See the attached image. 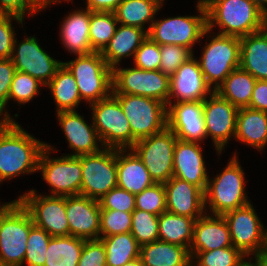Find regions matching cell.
Here are the masks:
<instances>
[{"mask_svg":"<svg viewBox=\"0 0 267 266\" xmlns=\"http://www.w3.org/2000/svg\"><path fill=\"white\" fill-rule=\"evenodd\" d=\"M68 14L61 23L59 36L62 44L76 56L94 52L89 38L91 11L76 9Z\"/></svg>","mask_w":267,"mask_h":266,"instance_id":"484cf974","label":"cell"},{"mask_svg":"<svg viewBox=\"0 0 267 266\" xmlns=\"http://www.w3.org/2000/svg\"><path fill=\"white\" fill-rule=\"evenodd\" d=\"M263 30L267 33V11L264 13Z\"/></svg>","mask_w":267,"mask_h":266,"instance_id":"91938a15","label":"cell"},{"mask_svg":"<svg viewBox=\"0 0 267 266\" xmlns=\"http://www.w3.org/2000/svg\"><path fill=\"white\" fill-rule=\"evenodd\" d=\"M261 254H264L267 256V229L266 228L264 229V242H263Z\"/></svg>","mask_w":267,"mask_h":266,"instance_id":"6f0895ef","label":"cell"},{"mask_svg":"<svg viewBox=\"0 0 267 266\" xmlns=\"http://www.w3.org/2000/svg\"><path fill=\"white\" fill-rule=\"evenodd\" d=\"M235 139L262 151L267 146V112L250 107L239 108Z\"/></svg>","mask_w":267,"mask_h":266,"instance_id":"f1b7e54d","label":"cell"},{"mask_svg":"<svg viewBox=\"0 0 267 266\" xmlns=\"http://www.w3.org/2000/svg\"><path fill=\"white\" fill-rule=\"evenodd\" d=\"M123 0H86V9L90 11L114 12Z\"/></svg>","mask_w":267,"mask_h":266,"instance_id":"f5cc1de1","label":"cell"},{"mask_svg":"<svg viewBox=\"0 0 267 266\" xmlns=\"http://www.w3.org/2000/svg\"><path fill=\"white\" fill-rule=\"evenodd\" d=\"M206 43L197 61L207 84L216 91L226 77L240 66V38L215 33Z\"/></svg>","mask_w":267,"mask_h":266,"instance_id":"ba28073f","label":"cell"},{"mask_svg":"<svg viewBox=\"0 0 267 266\" xmlns=\"http://www.w3.org/2000/svg\"><path fill=\"white\" fill-rule=\"evenodd\" d=\"M37 40L36 37L27 36L18 43L19 40L15 38L11 60L16 71L29 74L46 86L63 62L51 57Z\"/></svg>","mask_w":267,"mask_h":266,"instance_id":"e0dca14e","label":"cell"},{"mask_svg":"<svg viewBox=\"0 0 267 266\" xmlns=\"http://www.w3.org/2000/svg\"><path fill=\"white\" fill-rule=\"evenodd\" d=\"M63 65L74 76L81 100L92 104L112 94V69L102 58L101 52L77 55L74 60L63 62Z\"/></svg>","mask_w":267,"mask_h":266,"instance_id":"5b68a950","label":"cell"},{"mask_svg":"<svg viewBox=\"0 0 267 266\" xmlns=\"http://www.w3.org/2000/svg\"><path fill=\"white\" fill-rule=\"evenodd\" d=\"M176 135L166 127L159 133L137 141L131 149L147 168L154 183H165L173 177Z\"/></svg>","mask_w":267,"mask_h":266,"instance_id":"8fae6325","label":"cell"},{"mask_svg":"<svg viewBox=\"0 0 267 266\" xmlns=\"http://www.w3.org/2000/svg\"><path fill=\"white\" fill-rule=\"evenodd\" d=\"M120 103L131 127V147L167 127V105L159 100L130 94H112Z\"/></svg>","mask_w":267,"mask_h":266,"instance_id":"52a82bcc","label":"cell"},{"mask_svg":"<svg viewBox=\"0 0 267 266\" xmlns=\"http://www.w3.org/2000/svg\"><path fill=\"white\" fill-rule=\"evenodd\" d=\"M170 77L160 70L137 67L112 69V94L150 97L168 104Z\"/></svg>","mask_w":267,"mask_h":266,"instance_id":"30bf717a","label":"cell"},{"mask_svg":"<svg viewBox=\"0 0 267 266\" xmlns=\"http://www.w3.org/2000/svg\"><path fill=\"white\" fill-rule=\"evenodd\" d=\"M99 201L87 196H66L70 235L84 240L100 239Z\"/></svg>","mask_w":267,"mask_h":266,"instance_id":"ffe728a7","label":"cell"},{"mask_svg":"<svg viewBox=\"0 0 267 266\" xmlns=\"http://www.w3.org/2000/svg\"><path fill=\"white\" fill-rule=\"evenodd\" d=\"M46 143L25 131L15 120H0V184L38 171Z\"/></svg>","mask_w":267,"mask_h":266,"instance_id":"6da1fadb","label":"cell"},{"mask_svg":"<svg viewBox=\"0 0 267 266\" xmlns=\"http://www.w3.org/2000/svg\"><path fill=\"white\" fill-rule=\"evenodd\" d=\"M161 61L159 70L171 77L177 69L190 57L193 51L184 46L167 44L160 45Z\"/></svg>","mask_w":267,"mask_h":266,"instance_id":"ee69618b","label":"cell"},{"mask_svg":"<svg viewBox=\"0 0 267 266\" xmlns=\"http://www.w3.org/2000/svg\"><path fill=\"white\" fill-rule=\"evenodd\" d=\"M133 58V62L137 68L143 70H159L161 61L160 45L147 36L135 52Z\"/></svg>","mask_w":267,"mask_h":266,"instance_id":"f6af8a7d","label":"cell"},{"mask_svg":"<svg viewBox=\"0 0 267 266\" xmlns=\"http://www.w3.org/2000/svg\"><path fill=\"white\" fill-rule=\"evenodd\" d=\"M194 218L163 212L158 218L159 240L190 249L193 242Z\"/></svg>","mask_w":267,"mask_h":266,"instance_id":"d6a6232c","label":"cell"},{"mask_svg":"<svg viewBox=\"0 0 267 266\" xmlns=\"http://www.w3.org/2000/svg\"><path fill=\"white\" fill-rule=\"evenodd\" d=\"M15 71V66L11 58L0 59V116L3 115L0 120L14 119L10 117L5 107H7L10 86Z\"/></svg>","mask_w":267,"mask_h":266,"instance_id":"c3c4849f","label":"cell"},{"mask_svg":"<svg viewBox=\"0 0 267 266\" xmlns=\"http://www.w3.org/2000/svg\"><path fill=\"white\" fill-rule=\"evenodd\" d=\"M249 107L267 112V80L256 81Z\"/></svg>","mask_w":267,"mask_h":266,"instance_id":"816d5d0a","label":"cell"},{"mask_svg":"<svg viewBox=\"0 0 267 266\" xmlns=\"http://www.w3.org/2000/svg\"><path fill=\"white\" fill-rule=\"evenodd\" d=\"M197 16H175L154 20L148 37L159 45L175 44L193 50L194 44L211 35L207 29V13L204 2H197ZM209 33V34H208Z\"/></svg>","mask_w":267,"mask_h":266,"instance_id":"8992f818","label":"cell"},{"mask_svg":"<svg viewBox=\"0 0 267 266\" xmlns=\"http://www.w3.org/2000/svg\"><path fill=\"white\" fill-rule=\"evenodd\" d=\"M158 215L135 209L132 212L131 234L140 246L159 240Z\"/></svg>","mask_w":267,"mask_h":266,"instance_id":"f35d334b","label":"cell"},{"mask_svg":"<svg viewBox=\"0 0 267 266\" xmlns=\"http://www.w3.org/2000/svg\"><path fill=\"white\" fill-rule=\"evenodd\" d=\"M250 258V260L249 261H246L242 266H254L253 264H252V260H254L252 257H249Z\"/></svg>","mask_w":267,"mask_h":266,"instance_id":"94428289","label":"cell"},{"mask_svg":"<svg viewBox=\"0 0 267 266\" xmlns=\"http://www.w3.org/2000/svg\"><path fill=\"white\" fill-rule=\"evenodd\" d=\"M45 87L49 88L54 98L56 112L76 110L79 107L81 97L76 80L64 65L57 70Z\"/></svg>","mask_w":267,"mask_h":266,"instance_id":"836d02e7","label":"cell"},{"mask_svg":"<svg viewBox=\"0 0 267 266\" xmlns=\"http://www.w3.org/2000/svg\"><path fill=\"white\" fill-rule=\"evenodd\" d=\"M212 92L193 55L170 77L168 104L203 101Z\"/></svg>","mask_w":267,"mask_h":266,"instance_id":"ac0fdd59","label":"cell"},{"mask_svg":"<svg viewBox=\"0 0 267 266\" xmlns=\"http://www.w3.org/2000/svg\"><path fill=\"white\" fill-rule=\"evenodd\" d=\"M233 155L219 175L213 179L208 178L204 192L205 207H209L212 215H223L250 203L245 193L244 171L239 164L237 153Z\"/></svg>","mask_w":267,"mask_h":266,"instance_id":"277c9868","label":"cell"},{"mask_svg":"<svg viewBox=\"0 0 267 266\" xmlns=\"http://www.w3.org/2000/svg\"><path fill=\"white\" fill-rule=\"evenodd\" d=\"M28 210L34 225L44 229L51 237L70 236L66 216V197L38 195L31 189L17 198Z\"/></svg>","mask_w":267,"mask_h":266,"instance_id":"5bb4252c","label":"cell"},{"mask_svg":"<svg viewBox=\"0 0 267 266\" xmlns=\"http://www.w3.org/2000/svg\"><path fill=\"white\" fill-rule=\"evenodd\" d=\"M77 266H106V250L100 239L85 240Z\"/></svg>","mask_w":267,"mask_h":266,"instance_id":"681fc988","label":"cell"},{"mask_svg":"<svg viewBox=\"0 0 267 266\" xmlns=\"http://www.w3.org/2000/svg\"><path fill=\"white\" fill-rule=\"evenodd\" d=\"M167 127L178 140L200 143L207 139L203 101L167 104Z\"/></svg>","mask_w":267,"mask_h":266,"instance_id":"d6986e66","label":"cell"},{"mask_svg":"<svg viewBox=\"0 0 267 266\" xmlns=\"http://www.w3.org/2000/svg\"><path fill=\"white\" fill-rule=\"evenodd\" d=\"M82 169L80 195L99 200L117 186L116 149L80 156Z\"/></svg>","mask_w":267,"mask_h":266,"instance_id":"4fadbf2b","label":"cell"},{"mask_svg":"<svg viewBox=\"0 0 267 266\" xmlns=\"http://www.w3.org/2000/svg\"><path fill=\"white\" fill-rule=\"evenodd\" d=\"M147 36L146 29L120 24L108 45L101 52L102 58L113 69L120 64L122 58L134 57Z\"/></svg>","mask_w":267,"mask_h":266,"instance_id":"4316f807","label":"cell"},{"mask_svg":"<svg viewBox=\"0 0 267 266\" xmlns=\"http://www.w3.org/2000/svg\"><path fill=\"white\" fill-rule=\"evenodd\" d=\"M17 21L23 28L24 19L7 14H0V59L11 58L13 43L16 32L13 29L12 21Z\"/></svg>","mask_w":267,"mask_h":266,"instance_id":"7dc6e473","label":"cell"},{"mask_svg":"<svg viewBox=\"0 0 267 266\" xmlns=\"http://www.w3.org/2000/svg\"><path fill=\"white\" fill-rule=\"evenodd\" d=\"M42 9L33 0H0V14H7L25 18L28 15L34 16Z\"/></svg>","mask_w":267,"mask_h":266,"instance_id":"f907efd6","label":"cell"},{"mask_svg":"<svg viewBox=\"0 0 267 266\" xmlns=\"http://www.w3.org/2000/svg\"><path fill=\"white\" fill-rule=\"evenodd\" d=\"M56 115L69 148L74 151L72 154H67L68 156L94 154L104 148L93 122L88 125L76 110L59 111ZM99 142L101 146L97 144Z\"/></svg>","mask_w":267,"mask_h":266,"instance_id":"44dd1931","label":"cell"},{"mask_svg":"<svg viewBox=\"0 0 267 266\" xmlns=\"http://www.w3.org/2000/svg\"><path fill=\"white\" fill-rule=\"evenodd\" d=\"M40 85L43 84L31 75L15 71L10 86L8 100L17 101L18 104H26L40 93Z\"/></svg>","mask_w":267,"mask_h":266,"instance_id":"60d3db41","label":"cell"},{"mask_svg":"<svg viewBox=\"0 0 267 266\" xmlns=\"http://www.w3.org/2000/svg\"><path fill=\"white\" fill-rule=\"evenodd\" d=\"M201 146L197 142L177 139L174 148L173 176L187 181L205 192L209 175H207Z\"/></svg>","mask_w":267,"mask_h":266,"instance_id":"603a6c76","label":"cell"},{"mask_svg":"<svg viewBox=\"0 0 267 266\" xmlns=\"http://www.w3.org/2000/svg\"><path fill=\"white\" fill-rule=\"evenodd\" d=\"M256 81L252 74L239 67L226 77L216 92L238 109L249 107Z\"/></svg>","mask_w":267,"mask_h":266,"instance_id":"1f68e13d","label":"cell"},{"mask_svg":"<svg viewBox=\"0 0 267 266\" xmlns=\"http://www.w3.org/2000/svg\"><path fill=\"white\" fill-rule=\"evenodd\" d=\"M116 166L117 186L134 195L154 184L144 163L131 148L116 149Z\"/></svg>","mask_w":267,"mask_h":266,"instance_id":"d4e9b609","label":"cell"},{"mask_svg":"<svg viewBox=\"0 0 267 266\" xmlns=\"http://www.w3.org/2000/svg\"><path fill=\"white\" fill-rule=\"evenodd\" d=\"M42 10L46 9L49 5L60 3L63 0H33ZM64 1H71V0H64Z\"/></svg>","mask_w":267,"mask_h":266,"instance_id":"db71d44e","label":"cell"},{"mask_svg":"<svg viewBox=\"0 0 267 266\" xmlns=\"http://www.w3.org/2000/svg\"><path fill=\"white\" fill-rule=\"evenodd\" d=\"M52 237L42 228L33 225L27 239L26 254L23 264L26 266H44L46 250Z\"/></svg>","mask_w":267,"mask_h":266,"instance_id":"ab89813d","label":"cell"},{"mask_svg":"<svg viewBox=\"0 0 267 266\" xmlns=\"http://www.w3.org/2000/svg\"><path fill=\"white\" fill-rule=\"evenodd\" d=\"M131 226H132V212L101 209L100 237H108L120 233L131 232Z\"/></svg>","mask_w":267,"mask_h":266,"instance_id":"b9f144b4","label":"cell"},{"mask_svg":"<svg viewBox=\"0 0 267 266\" xmlns=\"http://www.w3.org/2000/svg\"><path fill=\"white\" fill-rule=\"evenodd\" d=\"M135 209L144 210L155 215L166 212V193L163 183H154L135 195Z\"/></svg>","mask_w":267,"mask_h":266,"instance_id":"7bdbcfd3","label":"cell"},{"mask_svg":"<svg viewBox=\"0 0 267 266\" xmlns=\"http://www.w3.org/2000/svg\"><path fill=\"white\" fill-rule=\"evenodd\" d=\"M53 147L46 143L38 163L42 179L50 188L51 196L80 195L82 169L80 156H61L49 158Z\"/></svg>","mask_w":267,"mask_h":266,"instance_id":"7c38bea8","label":"cell"},{"mask_svg":"<svg viewBox=\"0 0 267 266\" xmlns=\"http://www.w3.org/2000/svg\"><path fill=\"white\" fill-rule=\"evenodd\" d=\"M106 250V266H123L140 257V245L131 232L100 237Z\"/></svg>","mask_w":267,"mask_h":266,"instance_id":"d590c367","label":"cell"},{"mask_svg":"<svg viewBox=\"0 0 267 266\" xmlns=\"http://www.w3.org/2000/svg\"><path fill=\"white\" fill-rule=\"evenodd\" d=\"M238 108L213 91L203 100V117L207 137L219 154L225 149L230 138L235 139Z\"/></svg>","mask_w":267,"mask_h":266,"instance_id":"2e32d148","label":"cell"},{"mask_svg":"<svg viewBox=\"0 0 267 266\" xmlns=\"http://www.w3.org/2000/svg\"><path fill=\"white\" fill-rule=\"evenodd\" d=\"M100 209L133 212L135 210V195L116 186L98 200Z\"/></svg>","mask_w":267,"mask_h":266,"instance_id":"bcb514c9","label":"cell"},{"mask_svg":"<svg viewBox=\"0 0 267 266\" xmlns=\"http://www.w3.org/2000/svg\"><path fill=\"white\" fill-rule=\"evenodd\" d=\"M94 127L104 147L131 148V127L119 101L111 94L108 98L89 104Z\"/></svg>","mask_w":267,"mask_h":266,"instance_id":"9c48e42d","label":"cell"},{"mask_svg":"<svg viewBox=\"0 0 267 266\" xmlns=\"http://www.w3.org/2000/svg\"><path fill=\"white\" fill-rule=\"evenodd\" d=\"M232 246L229 227L223 215L203 214L195 220L193 242L189 249L192 256L198 251H210Z\"/></svg>","mask_w":267,"mask_h":266,"instance_id":"cb8c5ba5","label":"cell"},{"mask_svg":"<svg viewBox=\"0 0 267 266\" xmlns=\"http://www.w3.org/2000/svg\"><path fill=\"white\" fill-rule=\"evenodd\" d=\"M123 266H143V264H142V261L139 257V258H136V259L124 264Z\"/></svg>","mask_w":267,"mask_h":266,"instance_id":"680465c9","label":"cell"},{"mask_svg":"<svg viewBox=\"0 0 267 266\" xmlns=\"http://www.w3.org/2000/svg\"><path fill=\"white\" fill-rule=\"evenodd\" d=\"M164 0H123L114 11L118 23L146 29L148 32Z\"/></svg>","mask_w":267,"mask_h":266,"instance_id":"4dcf8cb0","label":"cell"},{"mask_svg":"<svg viewBox=\"0 0 267 266\" xmlns=\"http://www.w3.org/2000/svg\"><path fill=\"white\" fill-rule=\"evenodd\" d=\"M252 1L264 13L267 11V0H249Z\"/></svg>","mask_w":267,"mask_h":266,"instance_id":"9f6ffc18","label":"cell"},{"mask_svg":"<svg viewBox=\"0 0 267 266\" xmlns=\"http://www.w3.org/2000/svg\"><path fill=\"white\" fill-rule=\"evenodd\" d=\"M231 236L232 246L247 257L261 254L264 242V225L251 202L223 214Z\"/></svg>","mask_w":267,"mask_h":266,"instance_id":"9a60e30c","label":"cell"},{"mask_svg":"<svg viewBox=\"0 0 267 266\" xmlns=\"http://www.w3.org/2000/svg\"><path fill=\"white\" fill-rule=\"evenodd\" d=\"M85 240L74 236L52 237L44 266H77Z\"/></svg>","mask_w":267,"mask_h":266,"instance_id":"e575fe53","label":"cell"},{"mask_svg":"<svg viewBox=\"0 0 267 266\" xmlns=\"http://www.w3.org/2000/svg\"><path fill=\"white\" fill-rule=\"evenodd\" d=\"M255 258V262L252 264L254 266H267V256L264 254H258V255H254Z\"/></svg>","mask_w":267,"mask_h":266,"instance_id":"11a10c76","label":"cell"},{"mask_svg":"<svg viewBox=\"0 0 267 266\" xmlns=\"http://www.w3.org/2000/svg\"><path fill=\"white\" fill-rule=\"evenodd\" d=\"M248 258L234 246L195 252L191 258L192 266H242ZM196 259V260H195Z\"/></svg>","mask_w":267,"mask_h":266,"instance_id":"74e56055","label":"cell"},{"mask_svg":"<svg viewBox=\"0 0 267 266\" xmlns=\"http://www.w3.org/2000/svg\"><path fill=\"white\" fill-rule=\"evenodd\" d=\"M117 25L114 12L91 11L89 38L92 50L102 52L116 32Z\"/></svg>","mask_w":267,"mask_h":266,"instance_id":"8d00e7d4","label":"cell"},{"mask_svg":"<svg viewBox=\"0 0 267 266\" xmlns=\"http://www.w3.org/2000/svg\"><path fill=\"white\" fill-rule=\"evenodd\" d=\"M256 80H267V33L262 29L240 38V66Z\"/></svg>","mask_w":267,"mask_h":266,"instance_id":"83f0119b","label":"cell"},{"mask_svg":"<svg viewBox=\"0 0 267 266\" xmlns=\"http://www.w3.org/2000/svg\"><path fill=\"white\" fill-rule=\"evenodd\" d=\"M164 188L167 212L195 220L206 214L204 191L199 187L173 176Z\"/></svg>","mask_w":267,"mask_h":266,"instance_id":"7402d4cb","label":"cell"},{"mask_svg":"<svg viewBox=\"0 0 267 266\" xmlns=\"http://www.w3.org/2000/svg\"><path fill=\"white\" fill-rule=\"evenodd\" d=\"M28 210L18 199L0 206V266H24L30 228Z\"/></svg>","mask_w":267,"mask_h":266,"instance_id":"3957f363","label":"cell"},{"mask_svg":"<svg viewBox=\"0 0 267 266\" xmlns=\"http://www.w3.org/2000/svg\"><path fill=\"white\" fill-rule=\"evenodd\" d=\"M207 13V29L217 25V34L238 38L263 29L264 12L249 0H202Z\"/></svg>","mask_w":267,"mask_h":266,"instance_id":"7a4b0ae2","label":"cell"},{"mask_svg":"<svg viewBox=\"0 0 267 266\" xmlns=\"http://www.w3.org/2000/svg\"><path fill=\"white\" fill-rule=\"evenodd\" d=\"M140 259L143 266H192L186 247L161 240L140 246Z\"/></svg>","mask_w":267,"mask_h":266,"instance_id":"f546056e","label":"cell"}]
</instances>
